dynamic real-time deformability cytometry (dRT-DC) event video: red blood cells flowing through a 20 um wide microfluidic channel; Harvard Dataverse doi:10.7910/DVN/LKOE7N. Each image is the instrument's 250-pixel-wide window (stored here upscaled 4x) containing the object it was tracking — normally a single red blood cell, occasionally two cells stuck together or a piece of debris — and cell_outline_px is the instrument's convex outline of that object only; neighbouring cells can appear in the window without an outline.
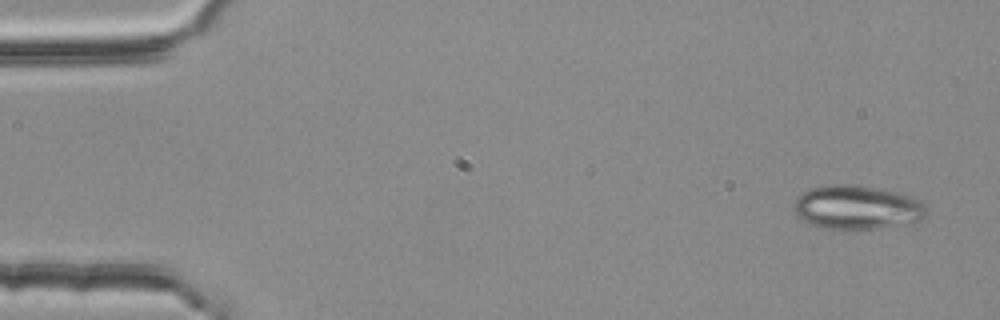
{"species": "common noctule bat (a hibernating species)", "species_latin": "Nyctalus noctula", "temperature_condition": "room temperature", "stored_images_in_passage": 4, "camera_frame_rate_fps": 3000, "um_per_image_px": 0.085, "animal": {"sex": "female", "body_mass_g": 25.1}, "frame": {"image": 1, "passage_image": 1, "time_ms": 0.0, "image_size_px": [1000, 320], "cell_outline_px": [[928, 216], [912, 224], [880, 228], [824, 228], [800, 220], [796, 216], [792, 208], [796, 196], [812, 188], [832, 184], [852, 184], [884, 188], [904, 192], [916, 196], [924, 204], [928, 212]], "centroid_in_image_um": [72.92, 17.6], "position_along_channel_um": 12.1, "area_um2": 34.85}}